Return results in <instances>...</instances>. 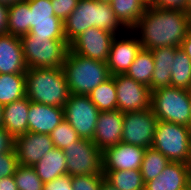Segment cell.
I'll list each match as a JSON object with an SVG mask.
<instances>
[{
  "instance_id": "6da1fadb",
  "label": "cell",
  "mask_w": 191,
  "mask_h": 190,
  "mask_svg": "<svg viewBox=\"0 0 191 190\" xmlns=\"http://www.w3.org/2000/svg\"><path fill=\"white\" fill-rule=\"evenodd\" d=\"M139 33L143 49L153 50L172 46L181 48L182 41L190 31V15L181 9L146 7L138 24L132 29Z\"/></svg>"
},
{
  "instance_id": "7a4b0ae2",
  "label": "cell",
  "mask_w": 191,
  "mask_h": 190,
  "mask_svg": "<svg viewBox=\"0 0 191 190\" xmlns=\"http://www.w3.org/2000/svg\"><path fill=\"white\" fill-rule=\"evenodd\" d=\"M64 35L70 44L76 37L87 29L97 27L115 35L121 30L129 31L117 18L110 3L95 0H79L77 7L65 19Z\"/></svg>"
},
{
  "instance_id": "3957f363",
  "label": "cell",
  "mask_w": 191,
  "mask_h": 190,
  "mask_svg": "<svg viewBox=\"0 0 191 190\" xmlns=\"http://www.w3.org/2000/svg\"><path fill=\"white\" fill-rule=\"evenodd\" d=\"M25 78L29 101L63 108L70 92L62 67L27 68Z\"/></svg>"
},
{
  "instance_id": "277c9868",
  "label": "cell",
  "mask_w": 191,
  "mask_h": 190,
  "mask_svg": "<svg viewBox=\"0 0 191 190\" xmlns=\"http://www.w3.org/2000/svg\"><path fill=\"white\" fill-rule=\"evenodd\" d=\"M70 94L89 95L111 77L106 62L80 56L70 49L63 63Z\"/></svg>"
},
{
  "instance_id": "5b68a950",
  "label": "cell",
  "mask_w": 191,
  "mask_h": 190,
  "mask_svg": "<svg viewBox=\"0 0 191 190\" xmlns=\"http://www.w3.org/2000/svg\"><path fill=\"white\" fill-rule=\"evenodd\" d=\"M27 68L62 67L70 49L66 40L47 39L26 34L20 37Z\"/></svg>"
},
{
  "instance_id": "8992f818",
  "label": "cell",
  "mask_w": 191,
  "mask_h": 190,
  "mask_svg": "<svg viewBox=\"0 0 191 190\" xmlns=\"http://www.w3.org/2000/svg\"><path fill=\"white\" fill-rule=\"evenodd\" d=\"M171 162L191 163V129L182 124L158 121L152 146Z\"/></svg>"
},
{
  "instance_id": "52a82bcc",
  "label": "cell",
  "mask_w": 191,
  "mask_h": 190,
  "mask_svg": "<svg viewBox=\"0 0 191 190\" xmlns=\"http://www.w3.org/2000/svg\"><path fill=\"white\" fill-rule=\"evenodd\" d=\"M151 109L158 121L191 127L190 90L170 86L151 91Z\"/></svg>"
},
{
  "instance_id": "ba28073f",
  "label": "cell",
  "mask_w": 191,
  "mask_h": 190,
  "mask_svg": "<svg viewBox=\"0 0 191 190\" xmlns=\"http://www.w3.org/2000/svg\"><path fill=\"white\" fill-rule=\"evenodd\" d=\"M67 174L72 176L103 175L102 151L92 140L80 138L65 147Z\"/></svg>"
},
{
  "instance_id": "9c48e42d",
  "label": "cell",
  "mask_w": 191,
  "mask_h": 190,
  "mask_svg": "<svg viewBox=\"0 0 191 190\" xmlns=\"http://www.w3.org/2000/svg\"><path fill=\"white\" fill-rule=\"evenodd\" d=\"M64 119L83 139L92 140L100 111L88 95L70 94L63 106Z\"/></svg>"
},
{
  "instance_id": "30bf717a",
  "label": "cell",
  "mask_w": 191,
  "mask_h": 190,
  "mask_svg": "<svg viewBox=\"0 0 191 190\" xmlns=\"http://www.w3.org/2000/svg\"><path fill=\"white\" fill-rule=\"evenodd\" d=\"M36 37L66 40L64 23L55 16L51 0H29V33Z\"/></svg>"
},
{
  "instance_id": "8fae6325",
  "label": "cell",
  "mask_w": 191,
  "mask_h": 190,
  "mask_svg": "<svg viewBox=\"0 0 191 190\" xmlns=\"http://www.w3.org/2000/svg\"><path fill=\"white\" fill-rule=\"evenodd\" d=\"M157 122L158 119L151 108L124 113L122 142L142 148H150Z\"/></svg>"
},
{
  "instance_id": "7c38bea8",
  "label": "cell",
  "mask_w": 191,
  "mask_h": 190,
  "mask_svg": "<svg viewBox=\"0 0 191 190\" xmlns=\"http://www.w3.org/2000/svg\"><path fill=\"white\" fill-rule=\"evenodd\" d=\"M116 85L117 109L123 113L151 108V90L147 85L127 77L125 74L112 76Z\"/></svg>"
},
{
  "instance_id": "4fadbf2b",
  "label": "cell",
  "mask_w": 191,
  "mask_h": 190,
  "mask_svg": "<svg viewBox=\"0 0 191 190\" xmlns=\"http://www.w3.org/2000/svg\"><path fill=\"white\" fill-rule=\"evenodd\" d=\"M115 34L92 27L76 37L70 44V50L80 56L107 62L110 47Z\"/></svg>"
},
{
  "instance_id": "5bb4252c",
  "label": "cell",
  "mask_w": 191,
  "mask_h": 190,
  "mask_svg": "<svg viewBox=\"0 0 191 190\" xmlns=\"http://www.w3.org/2000/svg\"><path fill=\"white\" fill-rule=\"evenodd\" d=\"M146 148L123 142L102 151L103 171L140 170Z\"/></svg>"
},
{
  "instance_id": "9a60e30c",
  "label": "cell",
  "mask_w": 191,
  "mask_h": 190,
  "mask_svg": "<svg viewBox=\"0 0 191 190\" xmlns=\"http://www.w3.org/2000/svg\"><path fill=\"white\" fill-rule=\"evenodd\" d=\"M130 32L129 38H119V35H116L112 41L106 62L111 76L125 74L142 48L139 37H132L134 31L129 30Z\"/></svg>"
},
{
  "instance_id": "2e32d148",
  "label": "cell",
  "mask_w": 191,
  "mask_h": 190,
  "mask_svg": "<svg viewBox=\"0 0 191 190\" xmlns=\"http://www.w3.org/2000/svg\"><path fill=\"white\" fill-rule=\"evenodd\" d=\"M54 148L49 134L26 132L15 138V152L18 164L34 166Z\"/></svg>"
},
{
  "instance_id": "e0dca14e",
  "label": "cell",
  "mask_w": 191,
  "mask_h": 190,
  "mask_svg": "<svg viewBox=\"0 0 191 190\" xmlns=\"http://www.w3.org/2000/svg\"><path fill=\"white\" fill-rule=\"evenodd\" d=\"M123 117L118 109L99 113L92 141L101 151L122 142Z\"/></svg>"
},
{
  "instance_id": "ac0fdd59",
  "label": "cell",
  "mask_w": 191,
  "mask_h": 190,
  "mask_svg": "<svg viewBox=\"0 0 191 190\" xmlns=\"http://www.w3.org/2000/svg\"><path fill=\"white\" fill-rule=\"evenodd\" d=\"M190 187V164L170 161L155 179L145 183L144 190H187Z\"/></svg>"
},
{
  "instance_id": "d6986e66",
  "label": "cell",
  "mask_w": 191,
  "mask_h": 190,
  "mask_svg": "<svg viewBox=\"0 0 191 190\" xmlns=\"http://www.w3.org/2000/svg\"><path fill=\"white\" fill-rule=\"evenodd\" d=\"M64 120L62 107L30 101L28 132L50 134Z\"/></svg>"
},
{
  "instance_id": "ffe728a7",
  "label": "cell",
  "mask_w": 191,
  "mask_h": 190,
  "mask_svg": "<svg viewBox=\"0 0 191 190\" xmlns=\"http://www.w3.org/2000/svg\"><path fill=\"white\" fill-rule=\"evenodd\" d=\"M21 39L12 34L0 35V74L26 73Z\"/></svg>"
},
{
  "instance_id": "44dd1931",
  "label": "cell",
  "mask_w": 191,
  "mask_h": 190,
  "mask_svg": "<svg viewBox=\"0 0 191 190\" xmlns=\"http://www.w3.org/2000/svg\"><path fill=\"white\" fill-rule=\"evenodd\" d=\"M30 101L27 97L3 106L2 126L17 138L28 132V113Z\"/></svg>"
},
{
  "instance_id": "7402d4cb",
  "label": "cell",
  "mask_w": 191,
  "mask_h": 190,
  "mask_svg": "<svg viewBox=\"0 0 191 190\" xmlns=\"http://www.w3.org/2000/svg\"><path fill=\"white\" fill-rule=\"evenodd\" d=\"M177 47L166 46L151 50L154 57V71L151 79V91L171 86V69Z\"/></svg>"
},
{
  "instance_id": "603a6c76",
  "label": "cell",
  "mask_w": 191,
  "mask_h": 190,
  "mask_svg": "<svg viewBox=\"0 0 191 190\" xmlns=\"http://www.w3.org/2000/svg\"><path fill=\"white\" fill-rule=\"evenodd\" d=\"M66 158L63 150L54 147L34 165L38 177L47 183L58 177L67 175Z\"/></svg>"
},
{
  "instance_id": "cb8c5ba5",
  "label": "cell",
  "mask_w": 191,
  "mask_h": 190,
  "mask_svg": "<svg viewBox=\"0 0 191 190\" xmlns=\"http://www.w3.org/2000/svg\"><path fill=\"white\" fill-rule=\"evenodd\" d=\"M110 5L128 30H132L138 24L147 7L141 0H111Z\"/></svg>"
},
{
  "instance_id": "d4e9b609",
  "label": "cell",
  "mask_w": 191,
  "mask_h": 190,
  "mask_svg": "<svg viewBox=\"0 0 191 190\" xmlns=\"http://www.w3.org/2000/svg\"><path fill=\"white\" fill-rule=\"evenodd\" d=\"M26 97L25 73L0 74V104L6 105Z\"/></svg>"
},
{
  "instance_id": "484cf974",
  "label": "cell",
  "mask_w": 191,
  "mask_h": 190,
  "mask_svg": "<svg viewBox=\"0 0 191 190\" xmlns=\"http://www.w3.org/2000/svg\"><path fill=\"white\" fill-rule=\"evenodd\" d=\"M153 71L154 57L151 50L141 48L125 75L150 87Z\"/></svg>"
},
{
  "instance_id": "4316f807",
  "label": "cell",
  "mask_w": 191,
  "mask_h": 190,
  "mask_svg": "<svg viewBox=\"0 0 191 190\" xmlns=\"http://www.w3.org/2000/svg\"><path fill=\"white\" fill-rule=\"evenodd\" d=\"M104 178L119 190H144L145 183L140 170L103 171Z\"/></svg>"
},
{
  "instance_id": "83f0119b",
  "label": "cell",
  "mask_w": 191,
  "mask_h": 190,
  "mask_svg": "<svg viewBox=\"0 0 191 190\" xmlns=\"http://www.w3.org/2000/svg\"><path fill=\"white\" fill-rule=\"evenodd\" d=\"M171 69V87L191 90V60L186 53L177 48Z\"/></svg>"
},
{
  "instance_id": "f1b7e54d",
  "label": "cell",
  "mask_w": 191,
  "mask_h": 190,
  "mask_svg": "<svg viewBox=\"0 0 191 190\" xmlns=\"http://www.w3.org/2000/svg\"><path fill=\"white\" fill-rule=\"evenodd\" d=\"M88 96L100 112L117 109L116 85L112 76L93 89Z\"/></svg>"
},
{
  "instance_id": "f546056e",
  "label": "cell",
  "mask_w": 191,
  "mask_h": 190,
  "mask_svg": "<svg viewBox=\"0 0 191 190\" xmlns=\"http://www.w3.org/2000/svg\"><path fill=\"white\" fill-rule=\"evenodd\" d=\"M29 33V0L9 7L8 34L24 36Z\"/></svg>"
},
{
  "instance_id": "4dcf8cb0",
  "label": "cell",
  "mask_w": 191,
  "mask_h": 190,
  "mask_svg": "<svg viewBox=\"0 0 191 190\" xmlns=\"http://www.w3.org/2000/svg\"><path fill=\"white\" fill-rule=\"evenodd\" d=\"M170 163V160L153 147L146 148L141 163L140 172L144 183L155 179L164 168Z\"/></svg>"
},
{
  "instance_id": "1f68e13d",
  "label": "cell",
  "mask_w": 191,
  "mask_h": 190,
  "mask_svg": "<svg viewBox=\"0 0 191 190\" xmlns=\"http://www.w3.org/2000/svg\"><path fill=\"white\" fill-rule=\"evenodd\" d=\"M13 177L18 190H44V183L33 166L18 164Z\"/></svg>"
},
{
  "instance_id": "d6a6232c",
  "label": "cell",
  "mask_w": 191,
  "mask_h": 190,
  "mask_svg": "<svg viewBox=\"0 0 191 190\" xmlns=\"http://www.w3.org/2000/svg\"><path fill=\"white\" fill-rule=\"evenodd\" d=\"M54 147L64 150L80 139L77 132L64 119L50 134Z\"/></svg>"
},
{
  "instance_id": "836d02e7",
  "label": "cell",
  "mask_w": 191,
  "mask_h": 190,
  "mask_svg": "<svg viewBox=\"0 0 191 190\" xmlns=\"http://www.w3.org/2000/svg\"><path fill=\"white\" fill-rule=\"evenodd\" d=\"M104 179V175L72 176V186L74 190H99Z\"/></svg>"
},
{
  "instance_id": "e575fe53",
  "label": "cell",
  "mask_w": 191,
  "mask_h": 190,
  "mask_svg": "<svg viewBox=\"0 0 191 190\" xmlns=\"http://www.w3.org/2000/svg\"><path fill=\"white\" fill-rule=\"evenodd\" d=\"M18 166L17 155L15 151L3 153L0 155V179L14 175Z\"/></svg>"
},
{
  "instance_id": "d590c367",
  "label": "cell",
  "mask_w": 191,
  "mask_h": 190,
  "mask_svg": "<svg viewBox=\"0 0 191 190\" xmlns=\"http://www.w3.org/2000/svg\"><path fill=\"white\" fill-rule=\"evenodd\" d=\"M79 0H51L55 16L63 22L77 7Z\"/></svg>"
},
{
  "instance_id": "8d00e7d4",
  "label": "cell",
  "mask_w": 191,
  "mask_h": 190,
  "mask_svg": "<svg viewBox=\"0 0 191 190\" xmlns=\"http://www.w3.org/2000/svg\"><path fill=\"white\" fill-rule=\"evenodd\" d=\"M44 190H74L72 177L64 175L44 184Z\"/></svg>"
},
{
  "instance_id": "74e56055",
  "label": "cell",
  "mask_w": 191,
  "mask_h": 190,
  "mask_svg": "<svg viewBox=\"0 0 191 190\" xmlns=\"http://www.w3.org/2000/svg\"><path fill=\"white\" fill-rule=\"evenodd\" d=\"M15 138L2 126L0 127V155L15 151Z\"/></svg>"
},
{
  "instance_id": "f35d334b",
  "label": "cell",
  "mask_w": 191,
  "mask_h": 190,
  "mask_svg": "<svg viewBox=\"0 0 191 190\" xmlns=\"http://www.w3.org/2000/svg\"><path fill=\"white\" fill-rule=\"evenodd\" d=\"M186 0H153L150 5L162 9H181L185 11Z\"/></svg>"
},
{
  "instance_id": "ab89813d",
  "label": "cell",
  "mask_w": 191,
  "mask_h": 190,
  "mask_svg": "<svg viewBox=\"0 0 191 190\" xmlns=\"http://www.w3.org/2000/svg\"><path fill=\"white\" fill-rule=\"evenodd\" d=\"M8 12L9 8L0 4V35L8 34Z\"/></svg>"
},
{
  "instance_id": "60d3db41",
  "label": "cell",
  "mask_w": 191,
  "mask_h": 190,
  "mask_svg": "<svg viewBox=\"0 0 191 190\" xmlns=\"http://www.w3.org/2000/svg\"><path fill=\"white\" fill-rule=\"evenodd\" d=\"M0 190H18L13 175L0 179Z\"/></svg>"
},
{
  "instance_id": "b9f144b4",
  "label": "cell",
  "mask_w": 191,
  "mask_h": 190,
  "mask_svg": "<svg viewBox=\"0 0 191 190\" xmlns=\"http://www.w3.org/2000/svg\"><path fill=\"white\" fill-rule=\"evenodd\" d=\"M181 49L186 53L188 58L191 60V30L182 41Z\"/></svg>"
},
{
  "instance_id": "7bdbcfd3",
  "label": "cell",
  "mask_w": 191,
  "mask_h": 190,
  "mask_svg": "<svg viewBox=\"0 0 191 190\" xmlns=\"http://www.w3.org/2000/svg\"><path fill=\"white\" fill-rule=\"evenodd\" d=\"M99 190H119L113 185H111L109 182H107L105 179L102 181V184L99 188Z\"/></svg>"
},
{
  "instance_id": "ee69618b",
  "label": "cell",
  "mask_w": 191,
  "mask_h": 190,
  "mask_svg": "<svg viewBox=\"0 0 191 190\" xmlns=\"http://www.w3.org/2000/svg\"><path fill=\"white\" fill-rule=\"evenodd\" d=\"M22 1H26V0H0V4L7 6L9 8L12 5H15V4L22 2Z\"/></svg>"
},
{
  "instance_id": "f6af8a7d",
  "label": "cell",
  "mask_w": 191,
  "mask_h": 190,
  "mask_svg": "<svg viewBox=\"0 0 191 190\" xmlns=\"http://www.w3.org/2000/svg\"><path fill=\"white\" fill-rule=\"evenodd\" d=\"M185 12L191 15V0L185 1Z\"/></svg>"
},
{
  "instance_id": "bcb514c9",
  "label": "cell",
  "mask_w": 191,
  "mask_h": 190,
  "mask_svg": "<svg viewBox=\"0 0 191 190\" xmlns=\"http://www.w3.org/2000/svg\"><path fill=\"white\" fill-rule=\"evenodd\" d=\"M3 105L0 104V127H2L3 123Z\"/></svg>"
},
{
  "instance_id": "7dc6e473",
  "label": "cell",
  "mask_w": 191,
  "mask_h": 190,
  "mask_svg": "<svg viewBox=\"0 0 191 190\" xmlns=\"http://www.w3.org/2000/svg\"><path fill=\"white\" fill-rule=\"evenodd\" d=\"M153 0H142V2L146 5L149 6Z\"/></svg>"
},
{
  "instance_id": "c3c4849f",
  "label": "cell",
  "mask_w": 191,
  "mask_h": 190,
  "mask_svg": "<svg viewBox=\"0 0 191 190\" xmlns=\"http://www.w3.org/2000/svg\"><path fill=\"white\" fill-rule=\"evenodd\" d=\"M95 1H97V2H104V3H110L111 2V0H95Z\"/></svg>"
},
{
  "instance_id": "681fc988",
  "label": "cell",
  "mask_w": 191,
  "mask_h": 190,
  "mask_svg": "<svg viewBox=\"0 0 191 190\" xmlns=\"http://www.w3.org/2000/svg\"><path fill=\"white\" fill-rule=\"evenodd\" d=\"M190 112H191V90H190Z\"/></svg>"
}]
</instances>
